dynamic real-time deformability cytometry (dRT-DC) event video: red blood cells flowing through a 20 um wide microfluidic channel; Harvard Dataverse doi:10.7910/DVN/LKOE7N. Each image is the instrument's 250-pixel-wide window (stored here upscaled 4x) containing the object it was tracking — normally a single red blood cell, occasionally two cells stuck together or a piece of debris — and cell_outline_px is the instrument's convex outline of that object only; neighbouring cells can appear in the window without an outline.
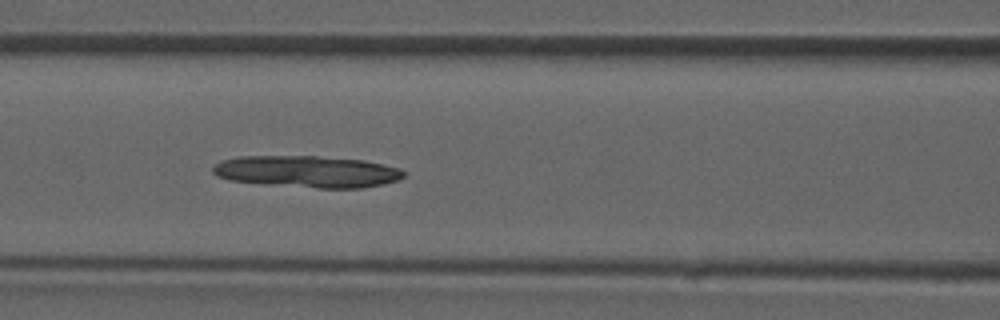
{"species": "common noctule bat (a hibernating species)", "species_latin": "Nyctalus noctula", "temperature_condition": "room temperature", "stored_images_in_passage": 33, "camera_frame_rate_fps": 3000, "um_per_image_px": 0.085, "animal": {"sex": "male", "forearm_length_mm": 52.5}, "frame": {"image": 1, "passage_image": 6, "time_ms": 1.667, "image_size_px": [1000, 320], "cell_outline_px": [[404, 176], [396, 180], [384, 184], [364, 188], [316, 188], [228, 180], [216, 176], [212, 172], [212, 168], [220, 160], [240, 156], [316, 156], [364, 160], [400, 168], [404, 172]], "centroid_in_image_um": [26.1, 14.58], "position_along_channel_um": 140.5, "area_um2": 35.26}}